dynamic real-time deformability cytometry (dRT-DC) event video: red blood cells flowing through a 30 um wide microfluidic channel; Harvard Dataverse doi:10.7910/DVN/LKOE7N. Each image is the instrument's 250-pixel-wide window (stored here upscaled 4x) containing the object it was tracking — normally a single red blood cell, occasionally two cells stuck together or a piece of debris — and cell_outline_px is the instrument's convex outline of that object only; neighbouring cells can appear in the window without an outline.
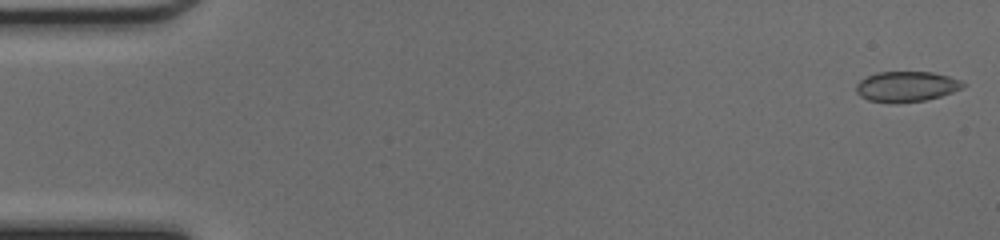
{"species": "common noctule bat (a hibernating species)", "species_latin": "Nyctalus noctula", "temperature_condition": "cold", "stored_images_in_passage": 48, "camera_frame_rate_fps": 3000, "um_per_image_px": 0.085, "animal": {"sex": "female", "body_mass_g": 17.0, "forearm_length_mm": 48.0}, "frame": {"image": 1, "passage_image": 1, "time_ms": 0.0, "image_size_px": [1000, 240], "cell_outline_px": [[968, 84], [964, 88], [940, 96], [924, 100], [868, 100], [860, 96], [856, 92], [856, 84], [860, 80], [876, 72], [932, 72], [948, 76], [960, 80]], "centroid_in_image_um": [77.09, 7.31], "position_along_channel_um": 7.9, "area_um2": 18.26}}
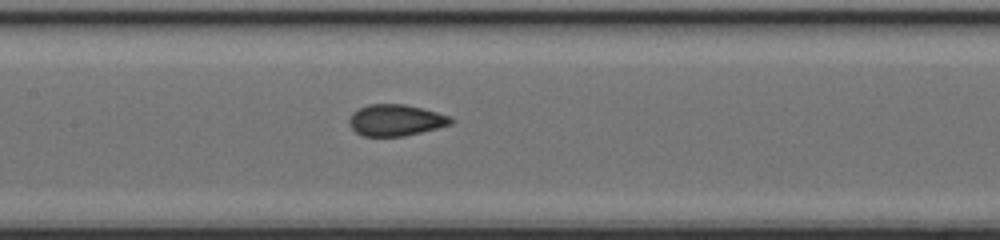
{"frame": {"image": 2, "passage_image": 23, "time_ms": 7.333, "image_size_px": [1000, 240], "cell_outline_px": [[456, 120], [452, 124], [404, 136], [364, 136], [356, 132], [348, 124], [348, 120], [352, 112], [368, 104], [404, 104], [452, 116]], "centroid_in_image_um": [33.64, 10.21], "position_along_channel_um": 173.8, "area_um2": 18.61}}
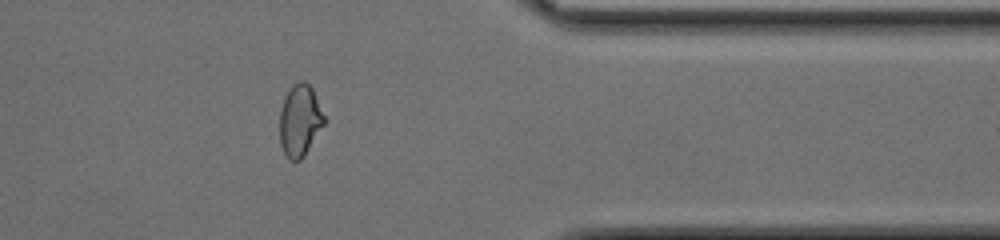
{"frame": {"image": 3, "passage_image": 39, "time_ms": 12.667, "image_size_px": [1000, 240], "cell_outline_px": [[324, 124], [304, 156], [300, 160], [288, 160], [280, 144], [280, 108], [284, 96], [292, 84], [300, 80], [304, 80], [312, 88], [324, 116]], "centroid_in_image_um": [25.46, 10.22], "position_along_channel_um": 385.9, "area_um2": 18.55}}